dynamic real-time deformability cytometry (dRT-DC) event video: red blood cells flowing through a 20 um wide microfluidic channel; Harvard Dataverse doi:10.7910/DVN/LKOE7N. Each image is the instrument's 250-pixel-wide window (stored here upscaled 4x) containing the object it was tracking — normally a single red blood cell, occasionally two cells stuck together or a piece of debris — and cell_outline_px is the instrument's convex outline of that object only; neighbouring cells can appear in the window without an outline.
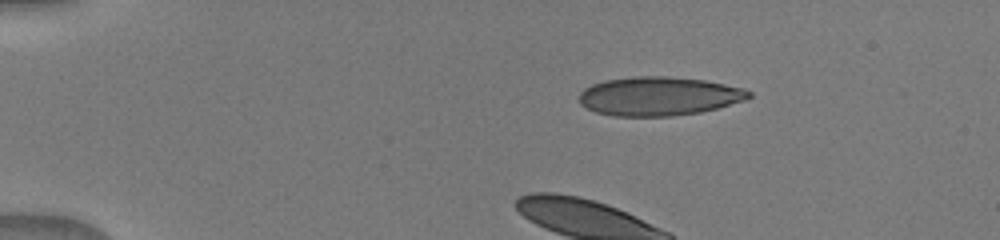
{"species": "human", "species_latin": "Homo sapiens", "temperature_condition": "warm", "stored_images_in_passage": 13, "camera_frame_rate_fps": 3000, "um_per_image_px": 0.085, "donor": {"sex": "male"}, "frame": {"image": 1, "passage_image": 1, "time_ms": 0.0, "image_size_px": [1000, 240], "cell_outline_px": [[752, 96], [744, 100], [716, 108], [700, 112], [672, 116], [612, 116], [596, 112], [580, 104], [580, 92], [584, 88], [592, 84], [604, 80], [632, 76], [668, 76], [704, 80], [744, 88], [752, 92]], "centroid_in_image_um": [55.99, 8.17], "position_along_channel_um": 29.0, "area_um2": 38.44}}